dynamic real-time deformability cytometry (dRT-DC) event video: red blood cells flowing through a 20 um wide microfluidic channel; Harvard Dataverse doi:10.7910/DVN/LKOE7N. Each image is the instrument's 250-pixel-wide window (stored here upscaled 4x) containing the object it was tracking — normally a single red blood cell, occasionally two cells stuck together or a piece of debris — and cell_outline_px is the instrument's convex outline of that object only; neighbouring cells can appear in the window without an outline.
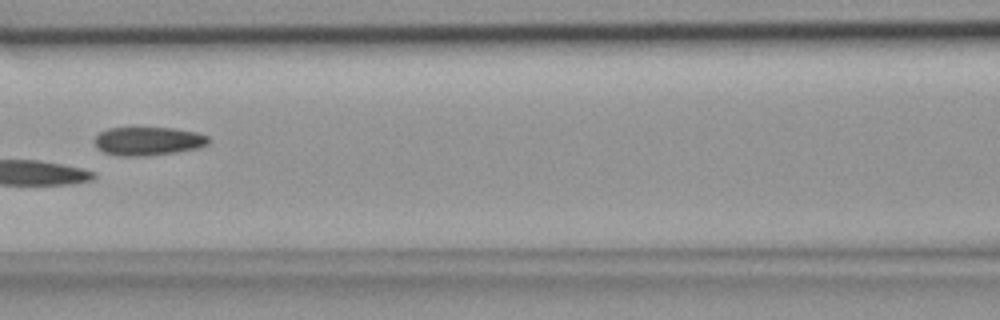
{"species": "common noctule bat (a hibernating species)", "species_latin": "Nyctalus noctula", "temperature_condition": "room temperature", "stored_images_in_passage": 6, "camera_frame_rate_fps": 3000, "um_per_image_px": 0.085, "animal": {"sex": "female", "body_mass_g": 18.4}, "frame": {"image": 1, "passage_image": 6, "time_ms": 1.667, "image_size_px": [1000, 320], "cell_outline_px": [[208, 144], [196, 148], [176, 152], [148, 156], [116, 156], [104, 152], [96, 148], [96, 136], [100, 132], [108, 128], [172, 128], [196, 132], [208, 136]], "centroid_in_image_um": [12.57, 12.0], "position_along_channel_um": 154.0, "area_um2": 18.84}}